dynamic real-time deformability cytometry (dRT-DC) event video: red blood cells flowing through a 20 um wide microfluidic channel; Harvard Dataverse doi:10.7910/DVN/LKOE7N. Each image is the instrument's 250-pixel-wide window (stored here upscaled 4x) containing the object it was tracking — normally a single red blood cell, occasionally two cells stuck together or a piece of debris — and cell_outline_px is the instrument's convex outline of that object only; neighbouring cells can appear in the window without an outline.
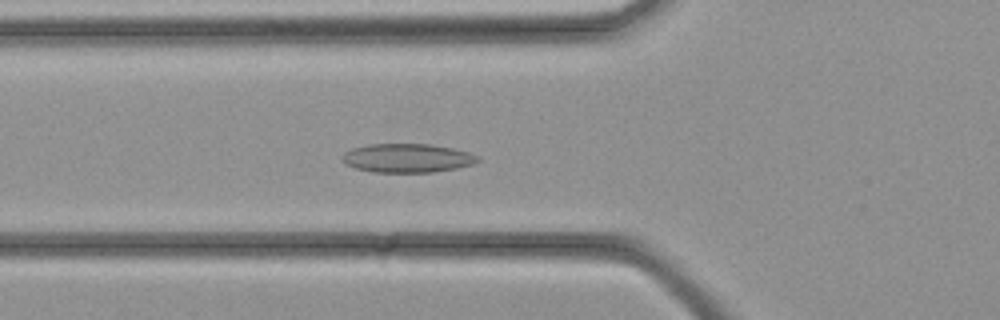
{"species": "common noctule bat (a hibernating species)", "species_latin": "Nyctalus noctula", "temperature_condition": "cold", "stored_images_in_passage": 35, "camera_frame_rate_fps": 3000, "um_per_image_px": 0.085, "animal": {"sex": "female", "body_mass_g": 21.9}, "frame": {"image": 1, "passage_image": 12, "time_ms": 3.667, "image_size_px": [1000, 320], "cell_outline_px": [[480, 160], [472, 164], [456, 168], [432, 172], [372, 172], [356, 168], [344, 164], [340, 160], [340, 156], [344, 152], [352, 148], [368, 144], [432, 144], [452, 148], [468, 152], [480, 156]], "centroid_in_image_um": [34.57, 13.43], "position_along_channel_um": 91.2, "area_um2": 22.95}}
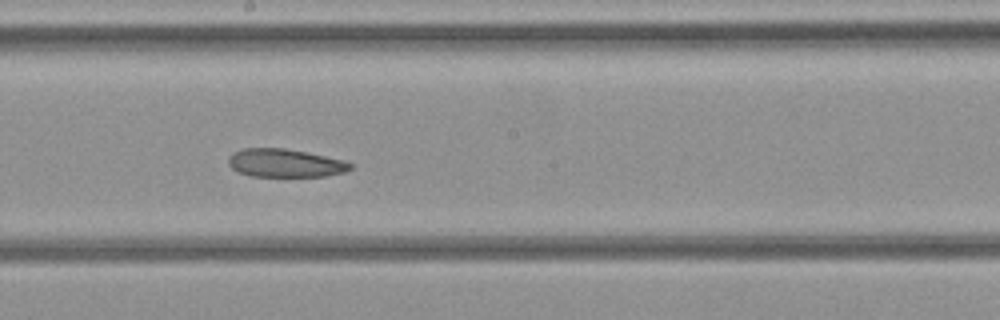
{"frame": {"image": 2, "passage_image": 19, "time_ms": 6.0, "image_size_px": [1000, 320], "cell_outline_px": [[352, 168], [344, 172], [324, 176], [252, 176], [236, 172], [228, 164], [228, 156], [232, 152], [244, 148], [284, 148], [308, 152], [344, 160], [352, 164]], "centroid_in_image_um": [24.2, 13.85], "position_along_channel_um": 224.0, "area_um2": 20.17}}
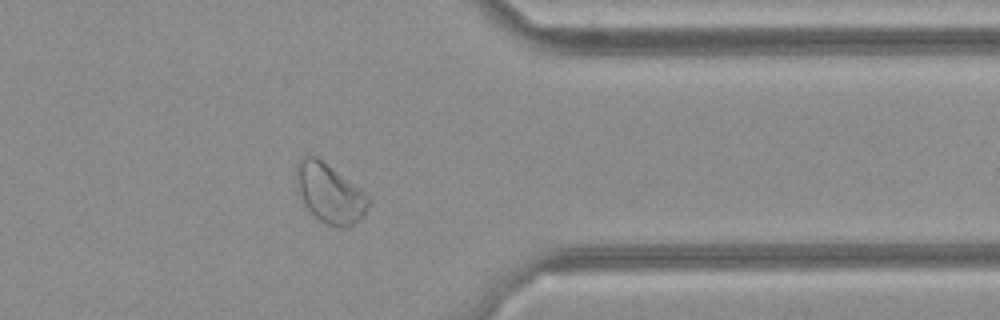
{"frame": {"image": 3, "passage_image": 28, "time_ms": 9.0, "image_size_px": [1000, 320], "cell_outline_px": [[372, 200], [364, 216], [352, 224], [344, 228], [340, 228], [328, 224], [320, 220], [304, 204], [296, 184], [296, 164], [300, 156], [308, 152], [316, 156], [372, 196]], "centroid_in_image_um": [28.04, 16.38], "position_along_channel_um": 383.4, "area_um2": 25.26}}